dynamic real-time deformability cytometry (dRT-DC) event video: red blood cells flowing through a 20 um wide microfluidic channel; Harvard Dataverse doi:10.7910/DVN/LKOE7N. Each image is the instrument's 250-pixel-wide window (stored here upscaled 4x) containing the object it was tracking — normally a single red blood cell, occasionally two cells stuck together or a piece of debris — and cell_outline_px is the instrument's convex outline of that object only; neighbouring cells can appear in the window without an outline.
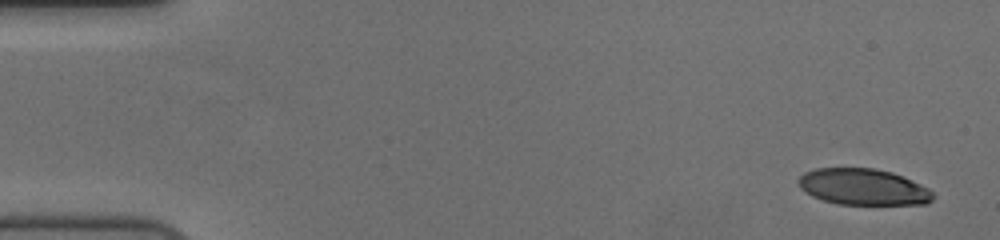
{"species": "human", "species_latin": "Homo sapiens", "temperature_condition": "cold", "stored_images_in_passage": 3, "camera_frame_rate_fps": 3000, "um_per_image_px": 0.085, "donor": {"sex": "female"}, "frame": {"image": 1, "passage_image": 1, "time_ms": 0.0, "image_size_px": [1000, 240], "cell_outline_px": [[936, 196], [928, 204], [836, 204], [812, 196], [804, 192], [800, 188], [796, 180], [804, 172], [816, 168], [872, 168], [892, 172], [904, 176], [928, 188]], "centroid_in_image_um": [73.36, 15.88], "position_along_channel_um": 11.6, "area_um2": 28.67}}